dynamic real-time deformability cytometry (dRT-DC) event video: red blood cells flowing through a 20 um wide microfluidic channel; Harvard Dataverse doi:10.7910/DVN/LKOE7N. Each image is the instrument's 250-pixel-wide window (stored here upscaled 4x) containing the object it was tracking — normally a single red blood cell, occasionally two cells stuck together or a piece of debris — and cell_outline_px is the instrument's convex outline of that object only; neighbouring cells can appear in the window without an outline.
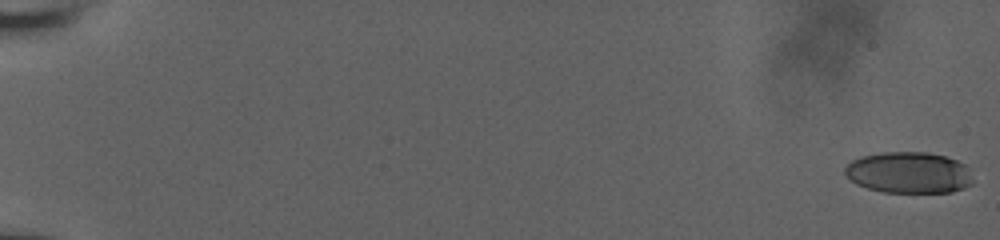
{"species": "human", "species_latin": "Homo sapiens", "temperature_condition": "room temperature", "stored_images_in_passage": 58, "camera_frame_rate_fps": 3000, "um_per_image_px": 0.085, "donor": {"sex": "male"}, "frame": {"image": 1, "passage_image": 1, "time_ms": 0.0, "image_size_px": [1000, 240], "cell_outline_px": [[972, 184], [964, 188], [952, 192], [884, 192], [868, 188], [856, 184], [844, 172], [844, 168], [852, 160], [860, 156], [884, 152], [928, 152], [944, 156], [956, 160], [964, 164], [968, 168], [972, 180]], "centroid_in_image_um": [77.25, 14.67], "position_along_channel_um": 7.8, "area_um2": 30.75}}
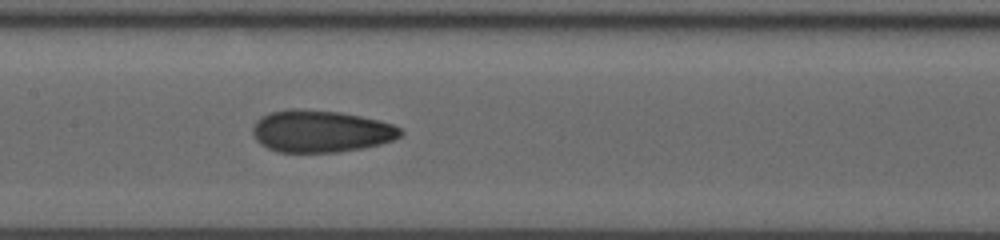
{"frame": {"image": 2, "passage_image": 32, "time_ms": 10.333, "image_size_px": [1000, 240], "cell_outline_px": [[404, 132], [400, 136], [392, 140], [380, 144], [364, 148], [336, 152], [276, 152], [260, 144], [256, 140], [252, 132], [252, 128], [256, 120], [260, 116], [272, 112], [288, 108], [300, 108], [340, 112], [380, 120], [392, 124], [400, 128]], "centroid_in_image_um": [27.24, 11.15], "position_along_channel_um": 180.2, "area_um2": 36.53}}
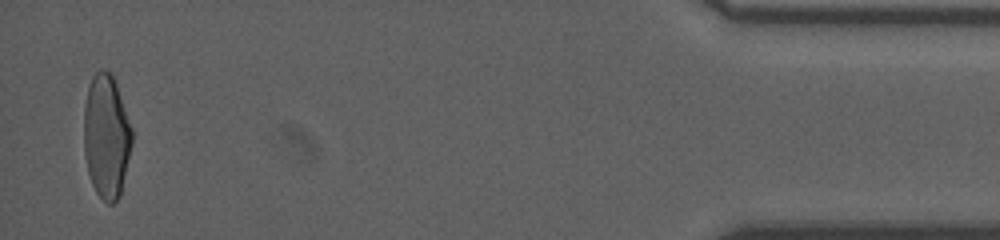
{"frame": {"image": 3, "passage_image": 57, "time_ms": 18.667, "image_size_px": [1000, 240], "cell_outline_px": [[132, 144], [120, 196], [112, 204], [108, 204], [96, 192], [92, 184], [88, 172], [84, 152], [84, 104], [88, 88], [92, 76], [100, 68], [104, 68], [112, 76], [116, 84], [132, 128]], "centroid_in_image_um": [9.03, 11.59], "position_along_channel_um": 426.2, "area_um2": 34.62}, "authors_computed_cell_mechanics": {"area_um2": 34.5066, "velocity_mm_per_s": 3.8494, "shape_relaxation_time_tau1_ms": null, "shape_relaxation_time_tau2_ms": 1.603, "deformation_change_tau1": null, "deformation_change_tau2": 0.0823}}